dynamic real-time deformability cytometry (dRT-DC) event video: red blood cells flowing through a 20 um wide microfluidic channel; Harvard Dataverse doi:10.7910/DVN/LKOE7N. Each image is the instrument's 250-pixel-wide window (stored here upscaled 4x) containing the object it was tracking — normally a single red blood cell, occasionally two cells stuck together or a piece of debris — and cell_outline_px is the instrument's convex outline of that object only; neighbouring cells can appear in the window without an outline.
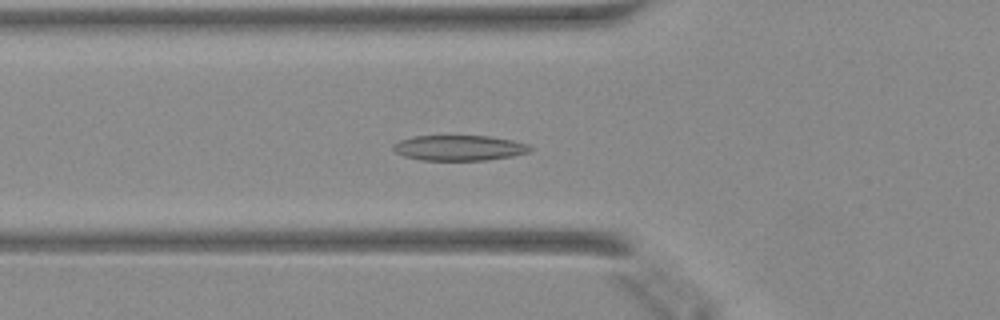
{"species": "Egyptian fruit bat (a non-hibernating species)", "species_latin": "Rousettus aegyptiacus", "temperature_condition": "warm", "stored_images_in_passage": 49, "camera_frame_rate_fps": 3000, "um_per_image_px": 0.085, "animal": {"sex": "female"}, "frame": {"image": 1, "passage_image": 18, "time_ms": 5.667, "image_size_px": [1000, 320], "cell_outline_px": [[532, 148], [528, 152], [512, 156], [484, 160], [420, 160], [404, 156], [396, 152], [392, 148], [392, 144], [400, 140], [412, 136], [488, 136], [512, 140], [528, 144]], "centroid_in_image_um": [38.99, 12.57], "position_along_channel_um": 86.8, "area_um2": 20.17}}
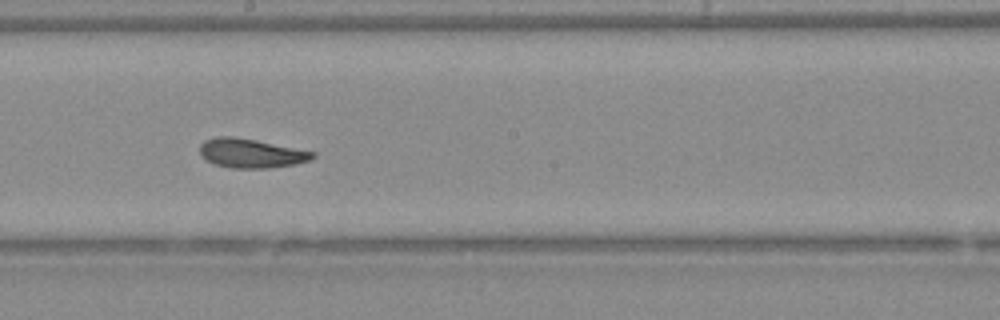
{"frame": {"image": 2, "passage_image": 28, "time_ms": 9.0, "image_size_px": [1000, 320], "cell_outline_px": [[316, 156], [308, 160], [296, 164], [268, 168], [232, 168], [216, 164], [200, 156], [200, 144], [204, 140], [216, 136], [232, 136], [256, 140], [316, 152]], "centroid_in_image_um": [21.33, 13.02], "position_along_channel_um": 226.9, "area_um2": 19.13}}
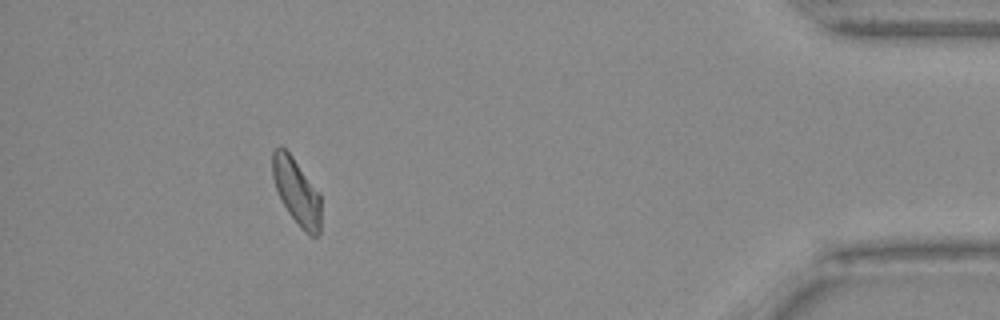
{"frame": {"image": 3, "passage_image": 45, "time_ms": 14.667, "image_size_px": [1000, 320], "cell_outline_px": [[320, 232], [316, 236], [312, 236], [304, 232], [300, 228], [288, 212], [276, 188], [272, 176], [272, 152], [276, 148], [284, 148], [292, 156], [320, 192]], "centroid_in_image_um": [25.22, 16.3], "position_along_channel_um": 410.0, "area_um2": 18.55}}